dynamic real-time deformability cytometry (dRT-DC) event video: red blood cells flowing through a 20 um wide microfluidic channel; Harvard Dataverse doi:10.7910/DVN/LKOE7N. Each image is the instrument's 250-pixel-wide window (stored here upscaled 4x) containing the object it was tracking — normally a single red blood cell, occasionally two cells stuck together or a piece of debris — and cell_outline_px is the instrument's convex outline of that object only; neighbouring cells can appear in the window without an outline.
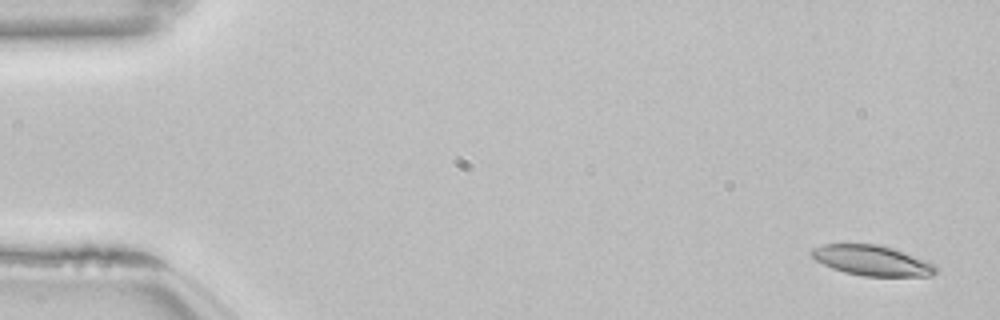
{"species": "common noctule bat (a hibernating species)", "species_latin": "Nyctalus noctula", "temperature_condition": "room temperature", "stored_images_in_passage": 3, "camera_frame_rate_fps": 3000, "um_per_image_px": 0.085, "animal": {"sex": "female", "body_mass_g": 22.7, "forearm_length_mm": 54.2}, "frame": {"image": 1, "passage_image": 1, "time_ms": 0.0, "image_size_px": [1000, 320], "cell_outline_px": [[936, 272], [932, 276], [864, 276], [844, 272], [832, 268], [816, 260], [812, 256], [812, 248], [824, 244], [876, 244], [892, 248], [936, 264]], "centroid_in_image_um": [74.13, 22.15], "position_along_channel_um": 10.9, "area_um2": 21.68}}